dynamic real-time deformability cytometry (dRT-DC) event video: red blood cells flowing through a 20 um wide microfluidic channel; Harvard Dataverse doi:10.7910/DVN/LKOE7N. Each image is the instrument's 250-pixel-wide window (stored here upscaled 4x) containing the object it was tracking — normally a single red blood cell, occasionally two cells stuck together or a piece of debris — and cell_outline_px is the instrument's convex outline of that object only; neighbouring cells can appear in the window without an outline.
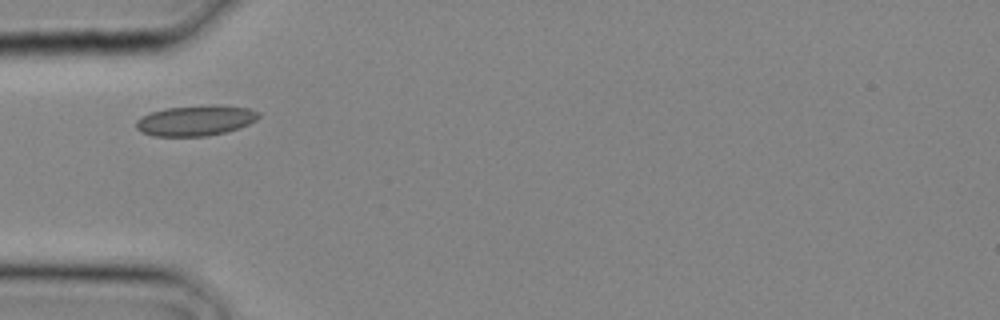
{"species": "common noctule bat (a hibernating species)", "species_latin": "Nyctalus noctula", "temperature_condition": "cold", "stored_images_in_passage": 2, "camera_frame_rate_fps": 3000, "um_per_image_px": 0.085, "animal": {"sex": "male", "body_mass_g": 20.4}, "frame": {"image": 1, "passage_image": 2, "time_ms": 0.333, "image_size_px": [1000, 320], "cell_outline_px": [[260, 116], [256, 120], [240, 128], [208, 136], [152, 136], [136, 128], [136, 120], [140, 116], [164, 108], [216, 104], [248, 108], [260, 112]], "centroid_in_image_um": [16.64, 10.23], "position_along_channel_um": 68.4, "area_um2": 21.85}}